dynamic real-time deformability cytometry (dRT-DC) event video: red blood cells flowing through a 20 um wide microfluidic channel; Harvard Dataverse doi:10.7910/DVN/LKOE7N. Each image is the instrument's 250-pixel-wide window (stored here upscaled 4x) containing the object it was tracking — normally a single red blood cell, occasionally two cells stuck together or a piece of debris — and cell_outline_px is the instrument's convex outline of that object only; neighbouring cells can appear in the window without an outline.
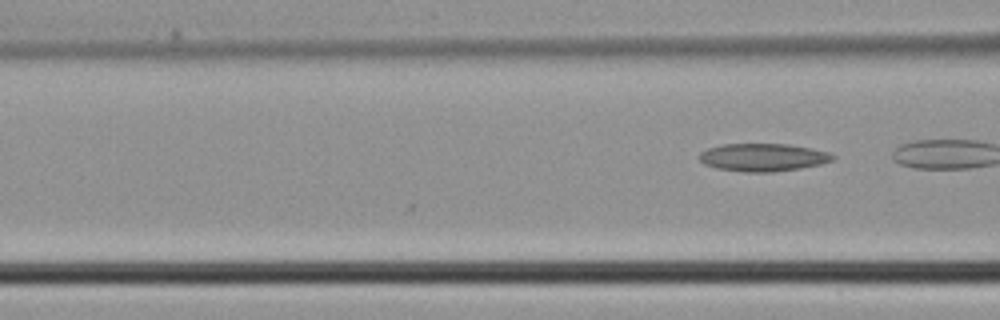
{"species": "common noctule bat (a hibernating species)", "species_latin": "Nyctalus noctula", "temperature_condition": "cold", "stored_images_in_passage": 7, "segment_of_instrument_passage": [2, 2], "camera_frame_rate_fps": 3000, "um_per_image_px": 0.085, "animal": {"sex": "male", "body_mass_g": 21.5, "forearm_length_mm": 52.0}, "frame": {"image": 1, "passage_image": 7, "time_ms": 2.0, "image_size_px": [1000, 320], "cell_outline_px": [[836, 156], [832, 160], [820, 164], [800, 168], [772, 172], [744, 172], [716, 168], [704, 164], [700, 160], [700, 152], [708, 148], [724, 144], [788, 144], [828, 152]], "centroid_in_image_um": [64.83, 13.38], "position_along_channel_um": 101.8, "area_um2": 21.44}}